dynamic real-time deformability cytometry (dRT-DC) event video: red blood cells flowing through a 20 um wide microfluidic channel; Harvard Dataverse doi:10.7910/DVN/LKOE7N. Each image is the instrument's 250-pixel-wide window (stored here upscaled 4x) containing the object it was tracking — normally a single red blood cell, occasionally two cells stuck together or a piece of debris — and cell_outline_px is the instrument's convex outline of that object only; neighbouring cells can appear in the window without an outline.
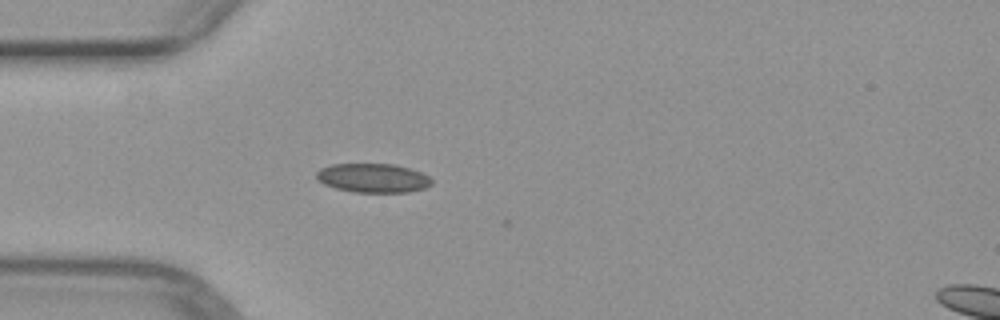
{"species": "common noctule bat (a hibernating species)", "species_latin": "Nyctalus noctula", "temperature_condition": "warm", "stored_images_in_passage": 13, "camera_frame_rate_fps": 3000, "um_per_image_px": 0.085, "animal": {"sex": "female", "body_mass_g": 29.2, "forearm_length_mm": 56.3}, "frame": {"image": 1, "passage_image": 9, "time_ms": 2.667, "image_size_px": [1000, 320], "cell_outline_px": [[432, 184], [424, 188], [408, 192], [352, 192], [336, 188], [324, 184], [316, 180], [316, 172], [320, 168], [332, 164], [392, 164], [408, 168], [420, 172], [428, 176], [432, 180]], "centroid_in_image_um": [31.67, 15.13], "position_along_channel_um": 53.3, "area_um2": 19.48}}
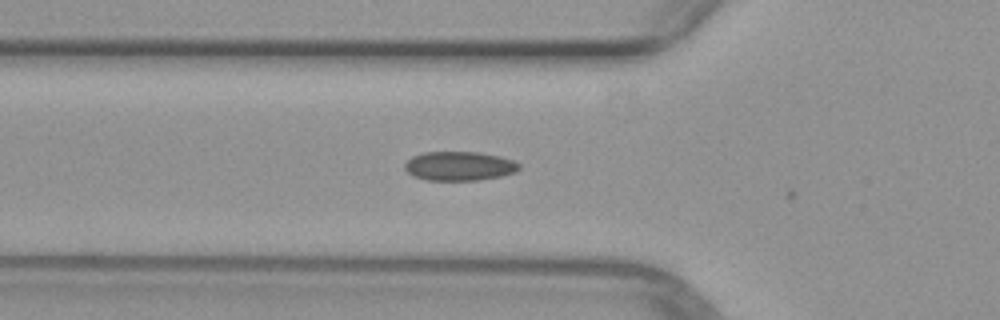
{"frame": {"image": 2, "passage_image": 12, "time_ms": 3.667, "image_size_px": [1000, 320], "cell_outline_px": [[520, 168], [516, 172], [500, 176], [476, 180], [428, 180], [412, 176], [404, 168], [404, 164], [412, 156], [424, 152], [480, 152], [500, 156], [512, 160], [520, 164]], "centroid_in_image_um": [39.03, 14.11], "position_along_channel_um": 86.8, "area_um2": 19.42}}